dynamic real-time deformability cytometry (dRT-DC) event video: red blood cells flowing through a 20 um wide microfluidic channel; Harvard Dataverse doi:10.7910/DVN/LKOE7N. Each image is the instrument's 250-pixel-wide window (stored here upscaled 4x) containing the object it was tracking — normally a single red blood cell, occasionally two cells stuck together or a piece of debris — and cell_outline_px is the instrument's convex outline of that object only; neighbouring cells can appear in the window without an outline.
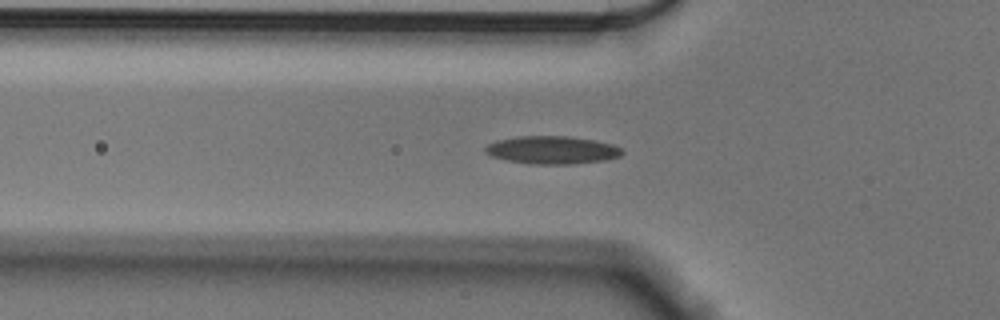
{"species": "Egyptian fruit bat (a non-hibernating species)", "species_latin": "Rousettus aegyptiacus", "temperature_condition": "cold", "stored_images_in_passage": 42, "camera_frame_rate_fps": 3000, "um_per_image_px": 0.085, "animal": {"sex": "male"}, "frame": {"image": 1, "passage_image": 6, "time_ms": 1.667, "image_size_px": [1000, 320], "cell_outline_px": [[624, 152], [620, 156], [604, 160], [572, 164], [532, 164], [508, 160], [492, 156], [484, 152], [484, 148], [488, 144], [496, 140], [520, 136], [568, 136], [592, 140], [612, 144], [620, 148]], "centroid_in_image_um": [46.91, 12.75], "position_along_channel_um": 78.9, "area_um2": 22.08}}
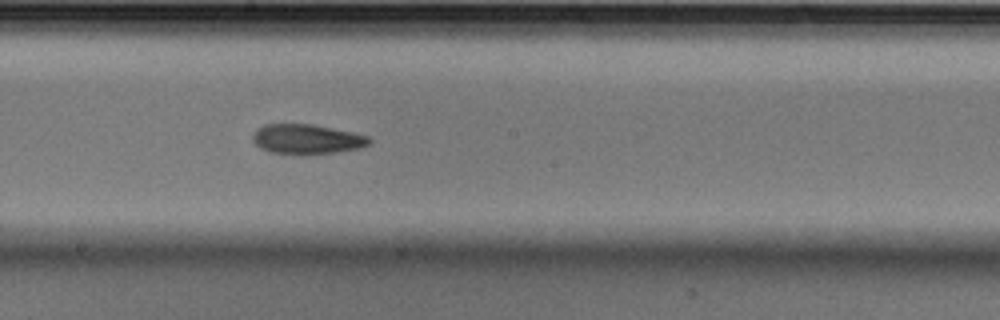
{"frame": {"image": 2, "passage_image": 18, "time_ms": 5.667, "image_size_px": [1000, 320], "cell_outline_px": [[372, 140], [368, 144], [360, 148], [336, 152], [308, 156], [300, 156], [268, 152], [260, 148], [252, 140], [252, 136], [256, 128], [264, 124], [312, 124], [352, 132], [368, 136]], "centroid_in_image_um": [26.04, 11.85], "position_along_channel_um": 222.2, "area_um2": 20.75}}
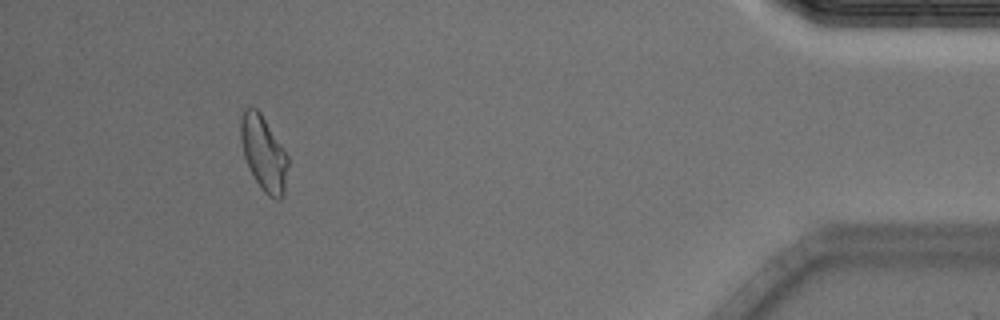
{"frame": {"image": 3, "passage_image": 39, "time_ms": 12.667, "image_size_px": [1000, 320], "cell_outline_px": [[288, 164], [284, 192], [280, 200], [276, 200], [268, 196], [260, 188], [244, 156], [240, 140], [240, 116], [244, 108], [256, 108], [260, 112], [288, 156]], "centroid_in_image_um": [22.4, 13.03], "position_along_channel_um": 412.8, "area_um2": 20.4}}